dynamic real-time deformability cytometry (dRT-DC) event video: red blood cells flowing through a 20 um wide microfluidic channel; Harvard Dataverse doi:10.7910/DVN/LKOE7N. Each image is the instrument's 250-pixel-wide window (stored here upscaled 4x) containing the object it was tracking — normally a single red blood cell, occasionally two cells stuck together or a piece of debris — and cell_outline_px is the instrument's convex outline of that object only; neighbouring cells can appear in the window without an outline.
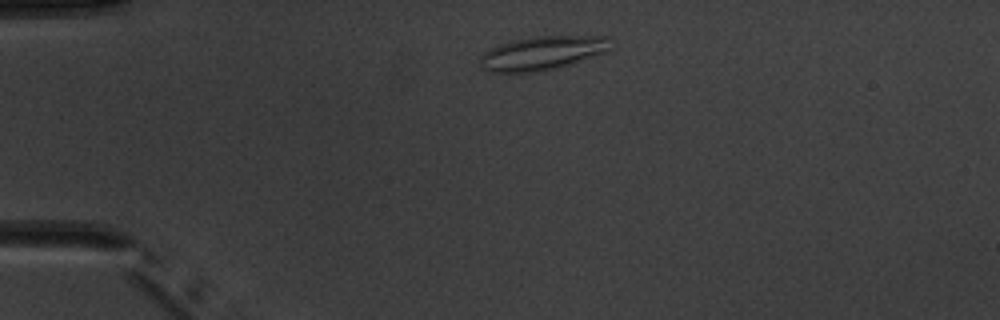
{"species": "common noctule bat (a hibernating species)", "species_latin": "Nyctalus noctula", "temperature_condition": "warm", "stored_images_in_passage": 2, "camera_frame_rate_fps": 3000, "um_per_image_px": 0.085, "animal": {"sex": "male", "body_mass_g": 20.1, "forearm_length_mm": 53.5}, "frame": {"image": 1, "passage_image": 1, "time_ms": 0.0, "image_size_px": [1000, 320], "cell_outline_px": [[608, 52], [556, 68], [540, 72], [484, 72], [480, 68], [480, 56], [488, 48], [512, 40], [532, 36], [608, 36]], "centroid_in_image_um": [46.02, 4.52], "position_along_channel_um": 39.0, "area_um2": 25.89}}